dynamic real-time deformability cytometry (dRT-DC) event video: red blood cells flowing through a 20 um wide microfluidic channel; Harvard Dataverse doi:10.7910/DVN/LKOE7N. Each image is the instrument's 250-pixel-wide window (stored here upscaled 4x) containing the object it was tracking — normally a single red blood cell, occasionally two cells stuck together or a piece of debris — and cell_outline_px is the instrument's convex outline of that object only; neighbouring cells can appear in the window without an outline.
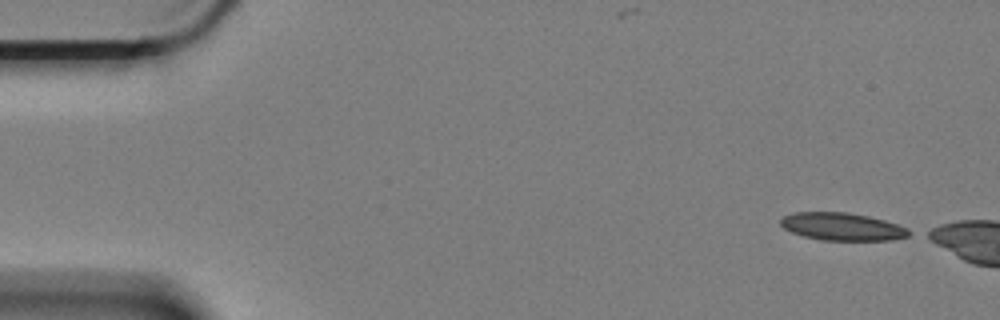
{"species": "Egyptian fruit bat (a non-hibernating species)", "species_latin": "Rousettus aegyptiacus", "temperature_condition": "cold", "stored_images_in_passage": 6, "camera_frame_rate_fps": 3000, "um_per_image_px": 0.085, "animal": {"sex": "female"}, "frame": {"image": 1, "passage_image": 1, "time_ms": 0.0, "image_size_px": [1000, 320], "cell_outline_px": [[916, 232], [908, 236], [892, 240], [820, 240], [804, 236], [792, 232], [784, 228], [780, 224], [780, 220], [784, 216], [792, 212], [848, 212], [868, 216], [884, 220], [908, 228]], "centroid_in_image_um": [71.62, 19.26], "position_along_channel_um": 13.4, "area_um2": 20.81}}